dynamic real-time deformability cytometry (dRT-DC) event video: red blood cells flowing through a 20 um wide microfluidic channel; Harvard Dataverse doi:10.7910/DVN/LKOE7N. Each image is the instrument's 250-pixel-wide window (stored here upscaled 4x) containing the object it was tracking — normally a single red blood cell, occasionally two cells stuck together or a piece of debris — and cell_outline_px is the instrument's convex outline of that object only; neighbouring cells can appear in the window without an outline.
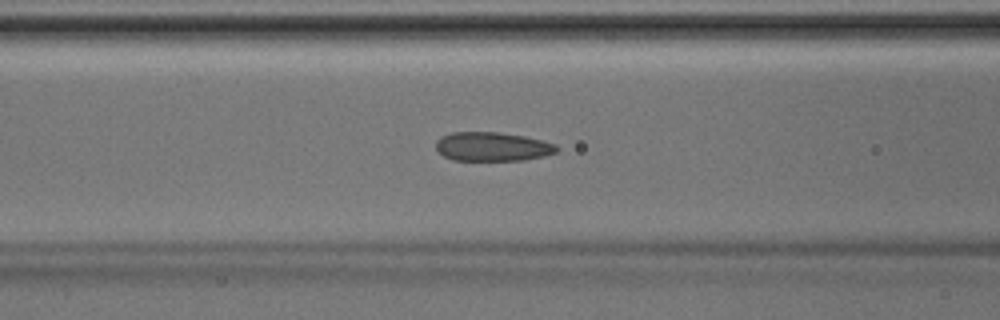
{"species": "Egyptian fruit bat (a non-hibernating species)", "species_latin": "Rousettus aegyptiacus", "temperature_condition": "room temperature", "stored_images_in_passage": 46, "camera_frame_rate_fps": 3000, "um_per_image_px": 0.085, "animal": {"sex": "male"}, "frame": {"image": 1, "passage_image": 19, "time_ms": 6.0, "image_size_px": [1000, 320], "cell_outline_px": [[560, 148], [556, 152], [544, 156], [524, 160], [452, 160], [436, 152], [436, 140], [440, 136], [452, 132], [500, 132], [524, 136], [556, 144]], "centroid_in_image_um": [41.82, 12.46], "position_along_channel_um": 124.8, "area_um2": 20.58}}
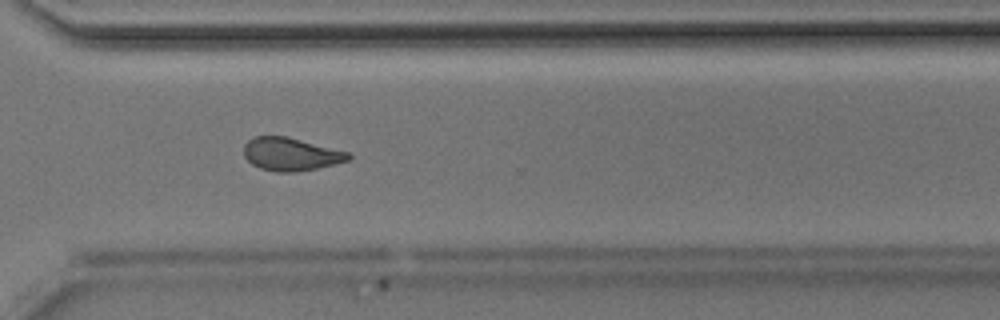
{"frame": {"image": 2, "passage_image": 34, "time_ms": 11.0, "image_size_px": [1000, 320], "cell_outline_px": [[352, 156], [348, 160], [316, 168], [292, 172], [276, 172], [260, 168], [252, 164], [244, 156], [244, 144], [252, 136], [288, 136], [352, 152]], "centroid_in_image_um": [24.73, 13.08], "position_along_channel_um": 345.9, "area_um2": 20.29}}
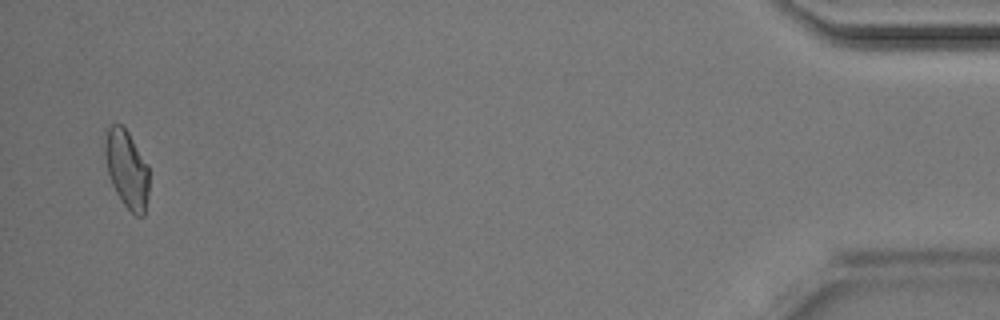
{"frame": {"image": 3, "passage_image": 45, "time_ms": 14.667, "image_size_px": [1000, 320], "cell_outline_px": [[148, 192], [144, 216], [136, 216], [124, 204], [116, 192], [112, 184], [108, 172], [104, 152], [104, 144], [108, 128], [112, 124], [120, 124], [128, 132], [148, 164]], "centroid_in_image_um": [10.78, 14.37], "position_along_channel_um": 424.4, "area_um2": 19.77}}